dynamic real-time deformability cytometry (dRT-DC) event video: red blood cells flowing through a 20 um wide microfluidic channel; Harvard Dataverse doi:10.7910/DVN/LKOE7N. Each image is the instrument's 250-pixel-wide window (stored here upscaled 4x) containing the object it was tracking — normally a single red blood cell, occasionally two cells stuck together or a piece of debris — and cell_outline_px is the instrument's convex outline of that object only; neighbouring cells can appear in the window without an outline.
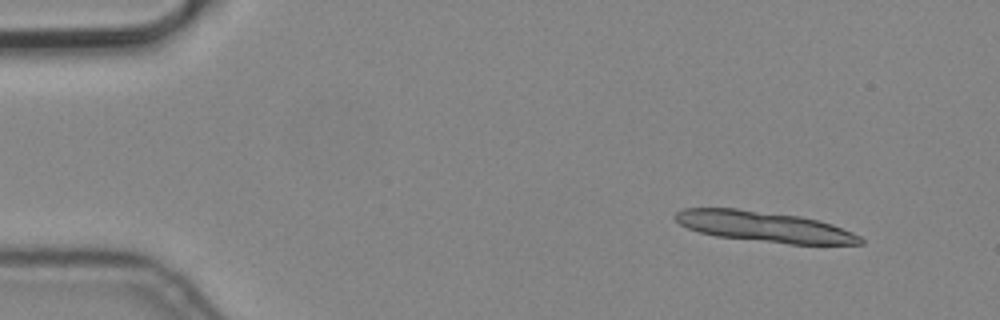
{"species": "common noctule bat (a hibernating species)", "species_latin": "Nyctalus noctula", "temperature_condition": "cold", "stored_images_in_passage": 4, "camera_frame_rate_fps": 3000, "um_per_image_px": 0.085, "animal": {"sex": "male", "body_mass_g": 19.2, "forearm_length_mm": 51.8}, "frame": {"image": 1, "passage_image": 1, "time_ms": 0.0, "image_size_px": [1000, 320], "cell_outline_px": [[864, 244], [788, 244], [716, 236], [700, 232], [688, 228], [680, 224], [676, 220], [676, 212], [684, 208], [736, 208], [800, 216], [820, 220], [832, 224], [852, 232], [860, 236], [864, 240]], "centroid_in_image_um": [64.99, 19.26], "position_along_channel_um": 20.0, "area_um2": 32.89}}